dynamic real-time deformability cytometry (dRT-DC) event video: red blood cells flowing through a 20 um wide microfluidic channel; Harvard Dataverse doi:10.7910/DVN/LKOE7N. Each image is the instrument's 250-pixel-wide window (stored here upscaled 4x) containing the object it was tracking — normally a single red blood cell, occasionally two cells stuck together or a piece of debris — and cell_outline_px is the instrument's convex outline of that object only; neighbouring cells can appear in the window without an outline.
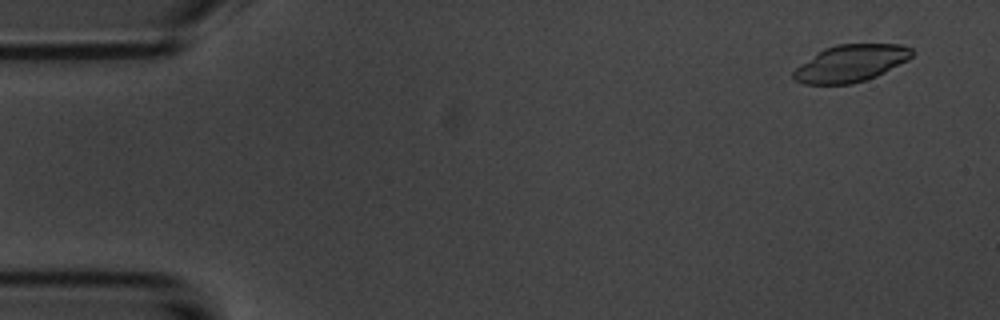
{"species": "common noctule bat (a hibernating species)", "species_latin": "Nyctalus noctula", "temperature_condition": "room temperature", "stored_images_in_passage": 8, "camera_frame_rate_fps": 3000, "um_per_image_px": 0.085, "animal": {"sex": "male", "body_mass_g": 20.1, "forearm_length_mm": 53.5}, "frame": {"image": 1, "passage_image": 2, "time_ms": 1.0, "image_size_px": [1000, 320], "cell_outline_px": [[916, 52], [908, 60], [876, 76], [852, 84], [804, 84], [792, 80], [792, 72], [800, 64], [816, 52], [824, 48], [836, 44], [900, 44], [912, 48]], "centroid_in_image_um": [72.29, 5.37], "position_along_channel_um": 12.7, "area_um2": 25.78}}